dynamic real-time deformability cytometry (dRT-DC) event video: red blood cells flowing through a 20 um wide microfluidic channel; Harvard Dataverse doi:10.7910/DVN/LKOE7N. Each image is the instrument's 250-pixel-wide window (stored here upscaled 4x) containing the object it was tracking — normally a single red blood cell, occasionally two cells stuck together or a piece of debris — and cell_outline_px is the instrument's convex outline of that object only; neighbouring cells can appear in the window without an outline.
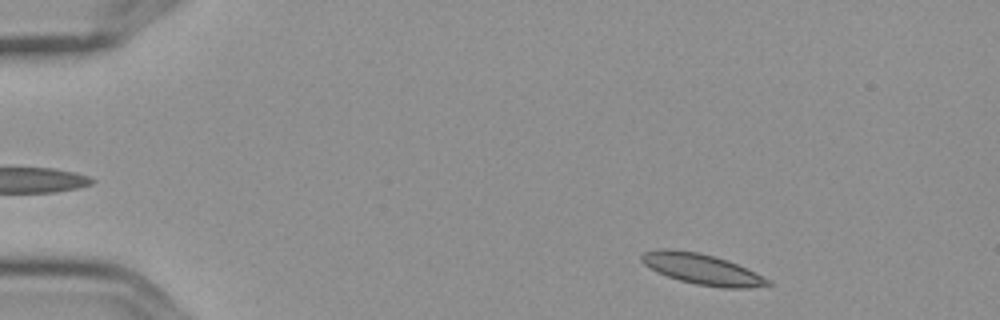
{"species": "Egyptian fruit bat (a non-hibernating species)", "species_latin": "Rousettus aegyptiacus", "temperature_condition": "cold", "stored_images_in_passage": 4, "camera_frame_rate_fps": 3000, "um_per_image_px": 0.085, "frame": {"image": 1, "passage_image": 4, "time_ms": 1.0, "image_size_px": [1000, 320], "cell_outline_px": [[772, 284], [748, 288], [724, 288], [696, 284], [680, 280], [656, 272], [644, 264], [640, 260], [640, 256], [644, 252], [660, 248], [668, 248], [696, 252], [728, 260], [768, 280]], "centroid_in_image_um": [59.58, 22.87], "position_along_channel_um": 25.4, "area_um2": 22.14}}